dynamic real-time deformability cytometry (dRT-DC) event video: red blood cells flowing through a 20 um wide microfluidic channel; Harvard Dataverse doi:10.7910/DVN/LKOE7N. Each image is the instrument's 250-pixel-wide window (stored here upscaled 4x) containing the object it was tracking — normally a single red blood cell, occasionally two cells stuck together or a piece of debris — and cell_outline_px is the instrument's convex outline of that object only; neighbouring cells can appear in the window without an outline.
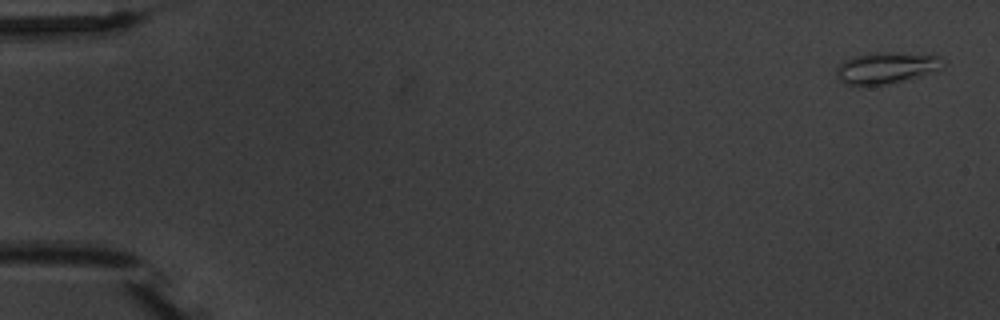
{"species": "common noctule bat (a hibernating species)", "species_latin": "Nyctalus noctula", "temperature_condition": "warm", "stored_images_in_passage": 4, "camera_frame_rate_fps": 3000, "um_per_image_px": 0.085, "animal": {"sex": "male", "body_mass_g": 20.1, "forearm_length_mm": 53.5}, "frame": {"image": 1, "passage_image": 1, "time_ms": 0.0, "image_size_px": [1000, 320], "cell_outline_px": [[944, 60], [940, 68], [936, 72], [920, 76], [884, 84], [844, 84], [840, 80], [836, 72], [836, 68], [844, 60], [868, 52], [888, 52], [940, 56]], "centroid_in_image_um": [75.34, 5.75], "position_along_channel_um": 9.7, "area_um2": 19.19}}